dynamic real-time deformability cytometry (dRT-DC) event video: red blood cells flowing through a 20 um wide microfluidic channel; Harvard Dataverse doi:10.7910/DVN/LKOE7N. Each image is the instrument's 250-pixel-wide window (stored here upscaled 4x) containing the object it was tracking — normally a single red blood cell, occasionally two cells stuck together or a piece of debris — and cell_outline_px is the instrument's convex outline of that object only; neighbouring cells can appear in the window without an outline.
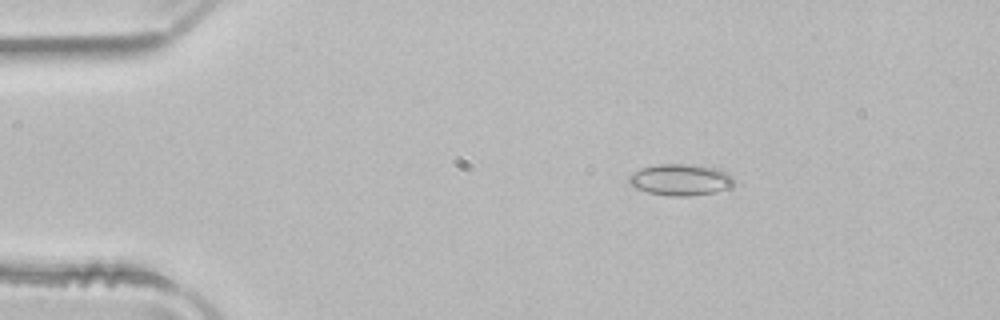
{"species": "common noctule bat (a hibernating species)", "species_latin": "Nyctalus noctula", "temperature_condition": "room temperature", "stored_images_in_passage": 46, "camera_frame_rate_fps": 3000, "um_per_image_px": 0.085, "animal": {"sex": "male", "body_mass_g": 21.5, "forearm_length_mm": 52.0}, "frame": {"image": 1, "passage_image": 4, "time_ms": 1.0, "image_size_px": [1000, 320], "cell_outline_px": [[732, 184], [724, 188], [712, 192], [688, 196], [668, 196], [648, 192], [636, 188], [628, 184], [628, 176], [640, 168], [656, 164], [688, 164], [716, 168], [728, 172], [732, 176]], "centroid_in_image_um": [57.76, 15.26], "position_along_channel_um": 27.2, "area_um2": 19.07}}
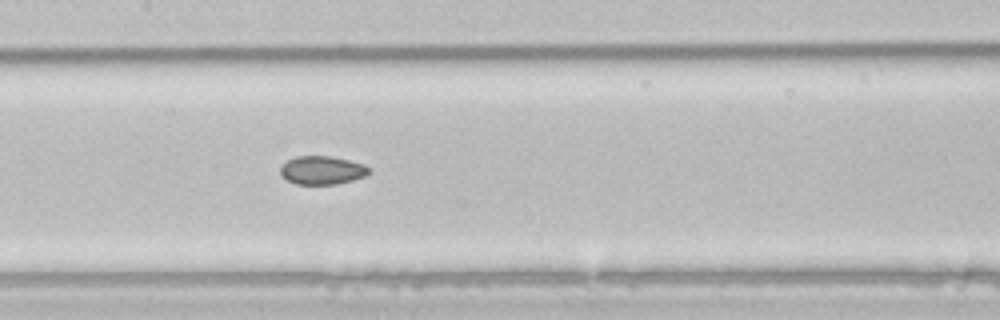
{"frame": {"image": 2, "passage_image": 20, "time_ms": 6.333, "image_size_px": [1000, 320], "cell_outline_px": [[372, 172], [364, 176], [352, 180], [336, 184], [296, 184], [288, 180], [280, 172], [280, 168], [288, 160], [296, 156], [332, 156], [364, 164], [372, 168]], "centroid_in_image_um": [27.43, 14.46], "position_along_channel_um": 180.0, "area_um2": 14.62}}
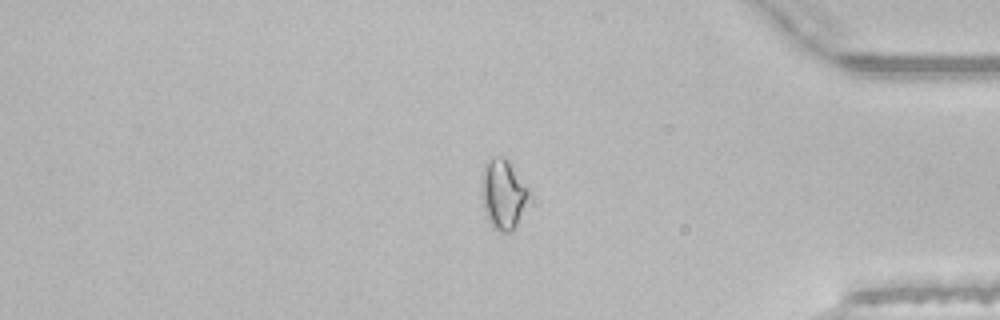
{"frame": {"image": 3, "passage_image": 38, "time_ms": 12.333, "image_size_px": [1000, 320], "cell_outline_px": [[528, 196], [516, 224], [508, 232], [500, 232], [492, 228], [488, 220], [480, 196], [480, 188], [484, 168], [488, 160], [496, 156], [504, 156], [508, 160], [528, 188]], "centroid_in_image_um": [42.71, 16.48], "position_along_channel_um": 392.5, "area_um2": 18.84}, "authors_computed_cell_mechanics": {"area_um2": 16.2129, "velocity_mm_per_s": 3.9776, "shape_relaxation_time_tau1_ms": null, "shape_relaxation_time_tau2_ms": 2.8918, "deformation_change_tau1": null, "deformation_change_tau2": 0.0643}}